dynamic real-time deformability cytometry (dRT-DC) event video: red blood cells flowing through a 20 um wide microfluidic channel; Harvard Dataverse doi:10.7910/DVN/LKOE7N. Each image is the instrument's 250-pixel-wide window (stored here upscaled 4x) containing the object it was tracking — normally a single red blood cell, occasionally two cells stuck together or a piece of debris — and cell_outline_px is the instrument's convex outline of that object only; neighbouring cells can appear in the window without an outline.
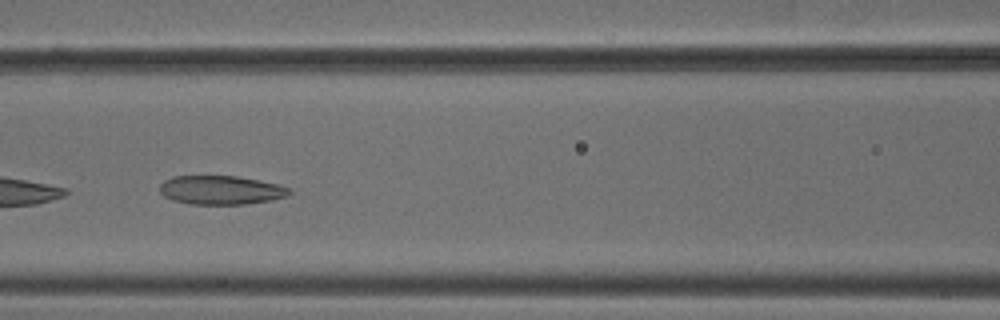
{"species": "common noctule bat (a hibernating species)", "species_latin": "Nyctalus noctula", "temperature_condition": "cold", "stored_images_in_passage": 6, "camera_frame_rate_fps": 3000, "um_per_image_px": 0.085, "animal": {"sex": "male", "body_mass_g": 18.8}, "frame": {"image": 1, "passage_image": 4, "time_ms": 1.0, "image_size_px": [1000, 320], "cell_outline_px": [[292, 192], [288, 196], [272, 200], [244, 204], [188, 204], [172, 200], [164, 196], [160, 192], [160, 184], [164, 180], [172, 176], [236, 176], [280, 184], [288, 188]], "centroid_in_image_um": [18.77, 16.15], "position_along_channel_um": 147.8, "area_um2": 21.91}}
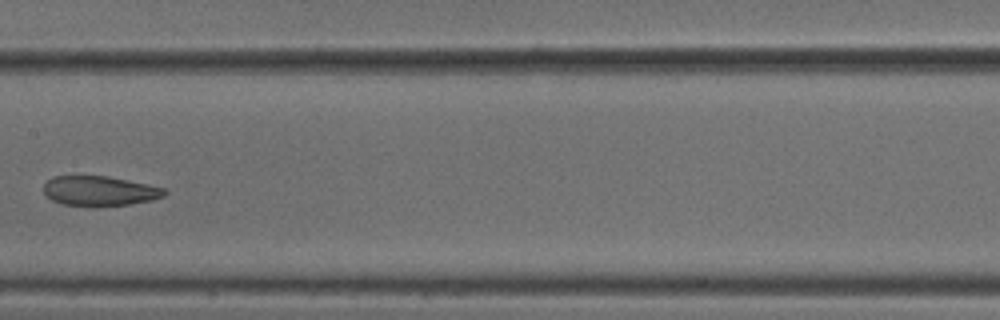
{"frame": {"image": 2, "passage_image": 5, "time_ms": 1.333, "image_size_px": [1000, 320], "cell_outline_px": [[168, 192], [164, 196], [152, 200], [128, 204], [64, 204], [52, 200], [44, 192], [44, 184], [52, 176], [108, 176], [164, 188]], "centroid_in_image_um": [8.47, 16.19], "position_along_channel_um": 198.9, "area_um2": 20.23}}
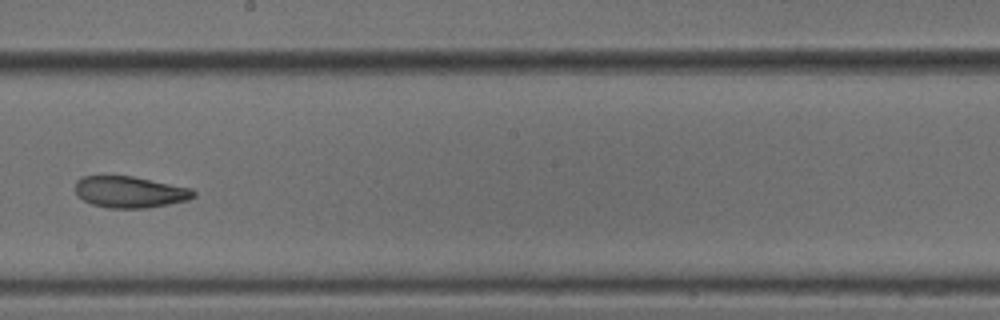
{"frame": {"image": 3, "passage_image": 6, "time_ms": 1.667, "image_size_px": [1000, 320], "cell_outline_px": [[196, 196], [188, 200], [168, 204], [144, 208], [108, 208], [92, 204], [84, 200], [76, 192], [76, 180], [80, 176], [132, 176], [192, 188], [196, 192]], "centroid_in_image_um": [11.06, 16.31], "position_along_channel_um": 237.1, "area_um2": 21.62}}